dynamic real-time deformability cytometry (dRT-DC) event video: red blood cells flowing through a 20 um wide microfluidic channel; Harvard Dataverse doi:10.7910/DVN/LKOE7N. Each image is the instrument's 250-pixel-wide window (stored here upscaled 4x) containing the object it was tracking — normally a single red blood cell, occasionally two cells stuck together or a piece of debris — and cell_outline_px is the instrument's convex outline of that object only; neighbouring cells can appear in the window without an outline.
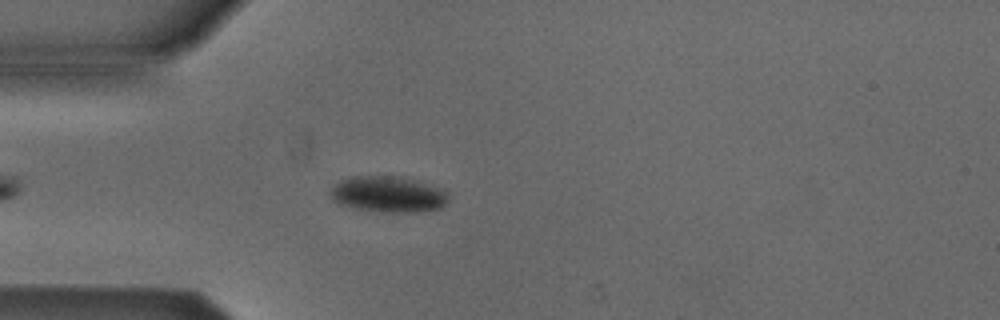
{"species": "Egyptian fruit bat (a non-hibernating species)", "species_latin": "Rousettus aegyptiacus", "temperature_condition": "cold", "stored_images_in_passage": 4, "camera_frame_rate_fps": 3000, "um_per_image_px": 0.085, "animal": {"sex": "male"}, "frame": {"image": 1, "passage_image": 4, "time_ms": 3.667, "image_size_px": [1000, 320], "cell_outline_px": [[448, 200], [440, 208], [416, 212], [376, 212], [352, 208], [336, 204], [332, 200], [328, 192], [340, 180], [352, 176], [400, 176], [448, 192]], "centroid_in_image_um": [32.9, 16.53], "position_along_channel_um": 52.1, "area_um2": 24.8}}